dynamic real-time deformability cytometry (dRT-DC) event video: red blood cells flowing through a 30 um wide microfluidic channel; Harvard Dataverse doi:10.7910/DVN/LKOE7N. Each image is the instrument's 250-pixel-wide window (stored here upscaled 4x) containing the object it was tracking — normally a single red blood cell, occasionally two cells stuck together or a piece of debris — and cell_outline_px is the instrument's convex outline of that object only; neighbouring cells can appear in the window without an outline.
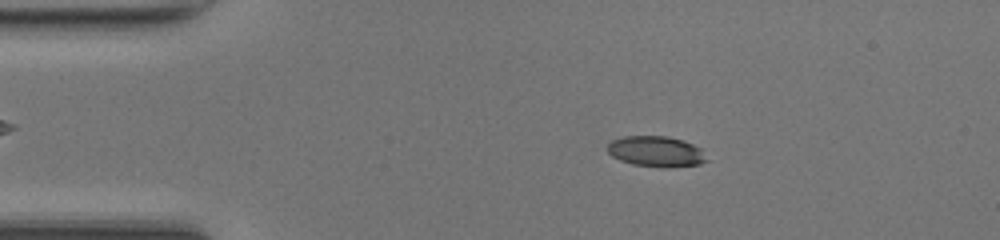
{"species": "common noctule bat (a hibernating species)", "species_latin": "Nyctalus noctula", "temperature_condition": "room temperature", "stored_images_in_passage": 49, "camera_frame_rate_fps": 3000, "um_per_image_px": 0.085, "animal": {"sex": "female", "body_mass_g": 17.0, "forearm_length_mm": 48.0}, "frame": {"image": 1, "passage_image": 9, "time_ms": 2.667, "image_size_px": [1000, 240], "cell_outline_px": [[708, 160], [700, 164], [664, 168], [660, 168], [632, 164], [620, 160], [612, 156], [608, 152], [608, 144], [612, 140], [624, 136], [668, 136], [684, 140], [700, 148]], "centroid_in_image_um": [55.77, 12.88], "position_along_channel_um": 29.2, "area_um2": 17.8}}
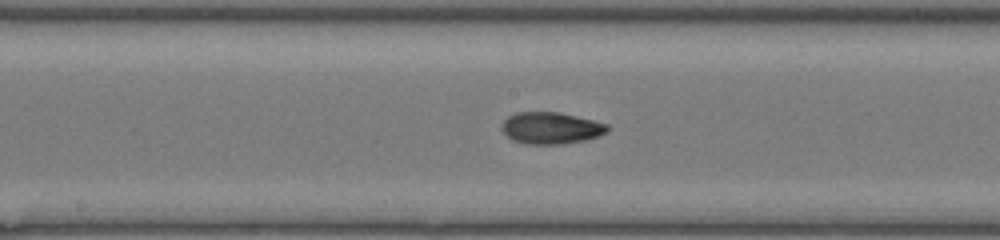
{"frame": {"image": 2, "passage_image": 25, "time_ms": 8.0, "image_size_px": [1000, 240], "cell_outline_px": [[612, 128], [608, 132], [600, 136], [584, 140], [564, 144], [528, 144], [512, 140], [500, 128], [504, 120], [508, 116], [516, 112], [560, 112], [608, 124]], "centroid_in_image_um": [46.86, 10.88], "position_along_channel_um": 201.3, "area_um2": 19.71}}
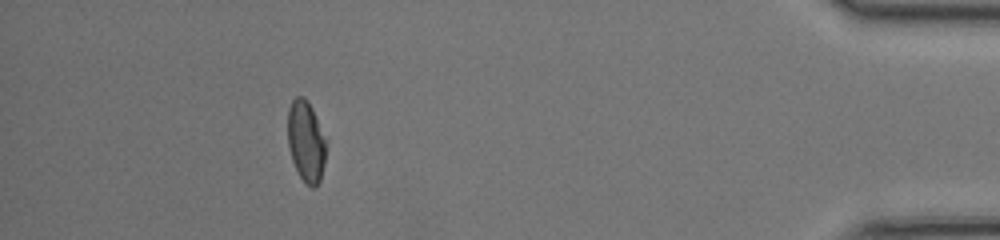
{"frame": {"image": 3, "passage_image": 44, "time_ms": 14.333, "image_size_px": [1000, 240], "cell_outline_px": [[324, 164], [320, 180], [316, 188], [312, 188], [304, 184], [292, 160], [288, 148], [288, 108], [292, 100], [296, 96], [304, 96], [308, 100], [312, 108], [324, 140]], "centroid_in_image_um": [25.97, 12.03], "position_along_channel_um": 409.2, "area_um2": 17.86}, "authors_computed_cell_mechanics": {"area_um2": 18.7272, "velocity_mm_per_s": 4.26, "shape_relaxation_time_tau1_ms": 9.1061, "shape_relaxation_time_tau2_ms": 2.5651, "deformation_change_tau1": 0.2442, "deformation_change_tau2": 0.0829}}